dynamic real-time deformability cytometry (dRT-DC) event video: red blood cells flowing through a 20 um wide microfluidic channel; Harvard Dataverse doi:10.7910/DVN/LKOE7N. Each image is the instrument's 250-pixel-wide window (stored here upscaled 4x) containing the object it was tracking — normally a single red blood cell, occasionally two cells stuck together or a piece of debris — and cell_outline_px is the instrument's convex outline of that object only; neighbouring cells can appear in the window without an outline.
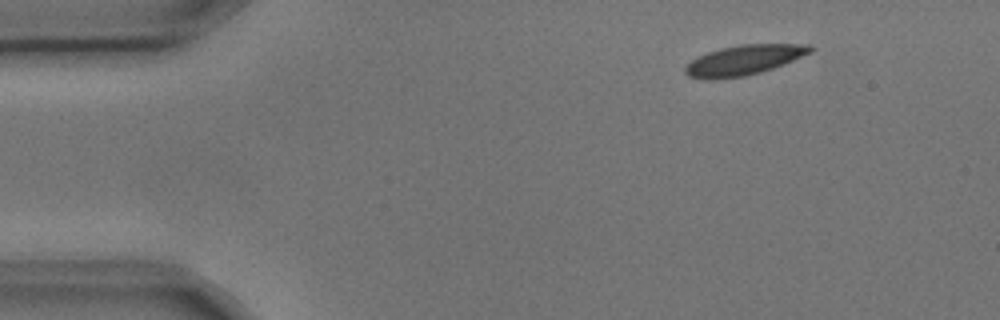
{"species": "common noctule bat (a hibernating species)", "species_latin": "Nyctalus noctula", "temperature_condition": "cold", "stored_images_in_passage": 5, "camera_frame_rate_fps": 3000, "um_per_image_px": 0.085, "animal": {"sex": "male", "body_mass_g": 17.9, "forearm_length_mm": 54.2}, "frame": {"image": 1, "passage_image": 1, "time_ms": 0.0, "image_size_px": [1000, 320], "cell_outline_px": [[816, 48], [812, 52], [784, 64], [760, 72], [744, 76], [712, 80], [708, 80], [688, 76], [684, 72], [684, 68], [696, 56], [720, 48], [740, 44], [812, 44]], "centroid_in_image_um": [63.24, 5.1], "position_along_channel_um": 21.8, "area_um2": 22.02}}